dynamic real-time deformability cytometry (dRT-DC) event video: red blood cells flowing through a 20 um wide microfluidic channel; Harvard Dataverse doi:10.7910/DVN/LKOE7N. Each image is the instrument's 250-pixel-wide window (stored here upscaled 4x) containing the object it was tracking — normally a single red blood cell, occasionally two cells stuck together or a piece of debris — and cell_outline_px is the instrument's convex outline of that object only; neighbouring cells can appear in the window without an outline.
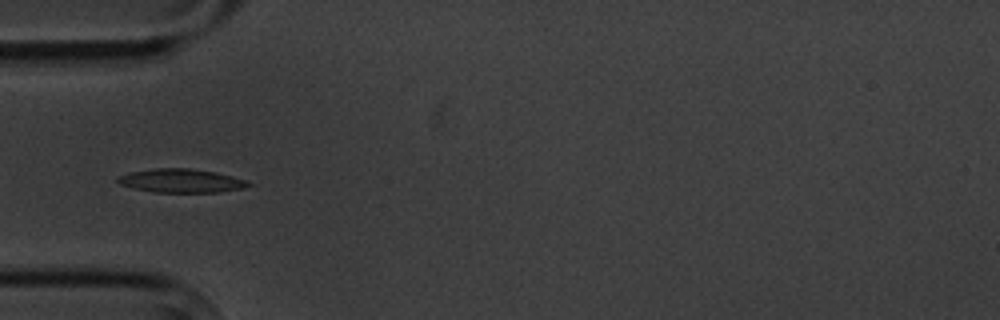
{"species": "common noctule bat (a hibernating species)", "species_latin": "Nyctalus noctula", "temperature_condition": "cold", "stored_images_in_passage": 5, "camera_frame_rate_fps": 3000, "um_per_image_px": 0.085, "animal": {"sex": "male", "body_mass_g": 20.1, "forearm_length_mm": 53.5}, "frame": {"image": 1, "passage_image": 5, "time_ms": 4.333, "image_size_px": [1000, 320], "cell_outline_px": [[252, 184], [244, 188], [220, 192], [152, 192], [132, 188], [120, 184], [116, 180], [116, 176], [128, 172], [156, 168], [188, 168], [216, 172], [248, 180]], "centroid_in_image_um": [15.38, 15.36], "position_along_channel_um": 69.6, "area_um2": 18.21}}